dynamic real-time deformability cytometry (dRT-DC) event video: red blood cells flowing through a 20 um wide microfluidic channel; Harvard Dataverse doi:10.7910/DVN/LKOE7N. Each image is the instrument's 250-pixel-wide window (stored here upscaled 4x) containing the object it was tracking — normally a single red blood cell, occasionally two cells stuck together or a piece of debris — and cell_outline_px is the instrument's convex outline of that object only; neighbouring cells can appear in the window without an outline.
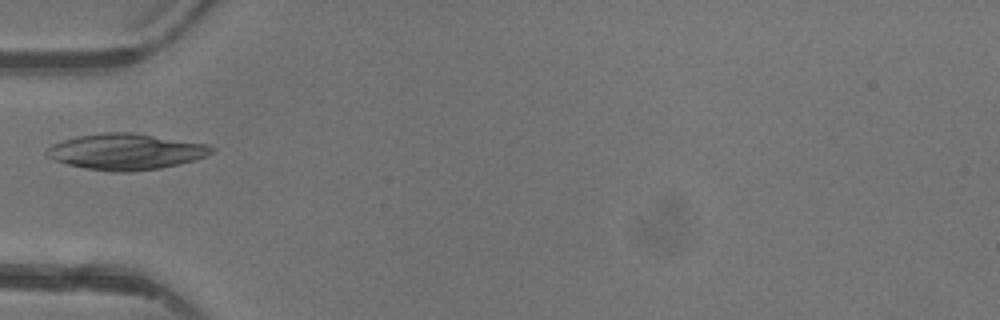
{"species": "common noctule bat (a hibernating species)", "species_latin": "Nyctalus noctula", "temperature_condition": "warm", "stored_images_in_passage": 5, "camera_frame_rate_fps": 3000, "um_per_image_px": 0.085, "animal": {"sex": "female"}, "frame": {"image": 1, "passage_image": 5, "time_ms": 4.667, "image_size_px": [1000, 320], "cell_outline_px": [[216, 148], [212, 152], [204, 156], [192, 160], [160, 168], [128, 172], [112, 172], [84, 168], [52, 160], [44, 152], [52, 144], [76, 136], [104, 132], [132, 132], [208, 144]], "centroid_in_image_um": [10.66, 12.88], "position_along_channel_um": 74.3, "area_um2": 34.51}}